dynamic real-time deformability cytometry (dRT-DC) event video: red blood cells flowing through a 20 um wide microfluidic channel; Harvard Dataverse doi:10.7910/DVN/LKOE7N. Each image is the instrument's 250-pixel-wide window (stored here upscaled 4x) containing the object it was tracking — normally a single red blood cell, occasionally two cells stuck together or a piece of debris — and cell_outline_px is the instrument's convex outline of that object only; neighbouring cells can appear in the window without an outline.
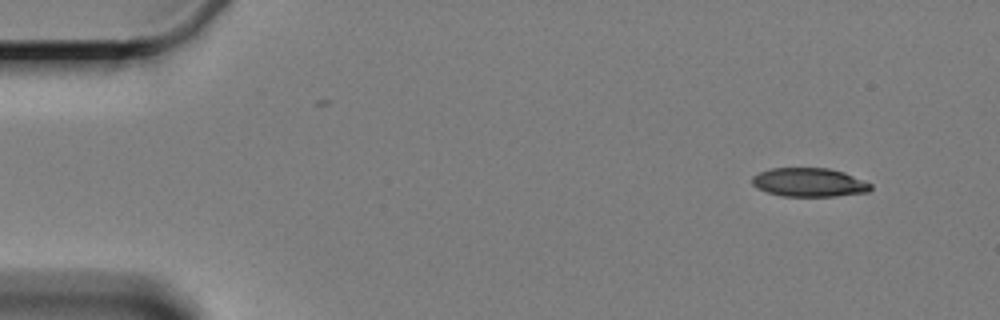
{"species": "Egyptian fruit bat (a non-hibernating species)", "species_latin": "Rousettus aegyptiacus", "temperature_condition": "cold", "stored_images_in_passage": 6, "camera_frame_rate_fps": 3000, "um_per_image_px": 0.085, "animal": {"sex": "female"}, "frame": {"image": 1, "passage_image": 1, "time_ms": 0.0, "image_size_px": [1000, 320], "cell_outline_px": [[872, 188], [868, 192], [836, 196], [784, 196], [768, 192], [752, 184], [752, 176], [760, 172], [772, 168], [828, 168], [844, 172], [872, 184]], "centroid_in_image_um": [68.81, 15.5], "position_along_channel_um": 16.2, "area_um2": 19.71}}
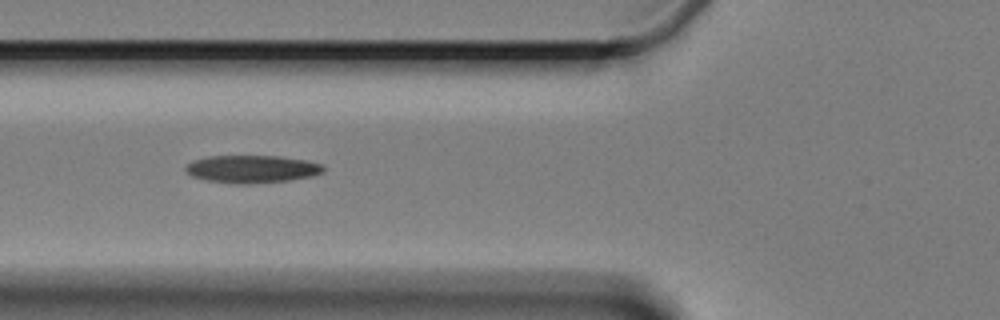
{"frame": {"image": 2, "passage_image": 5, "time_ms": 5.667, "image_size_px": [1000, 320], "cell_outline_px": [[324, 172], [312, 176], [288, 180], [248, 184], [236, 184], [208, 180], [192, 176], [184, 168], [192, 160], [208, 156], [280, 156], [308, 160], [324, 164]], "centroid_in_image_um": [21.45, 14.36], "position_along_channel_um": 104.3, "area_um2": 22.25}}
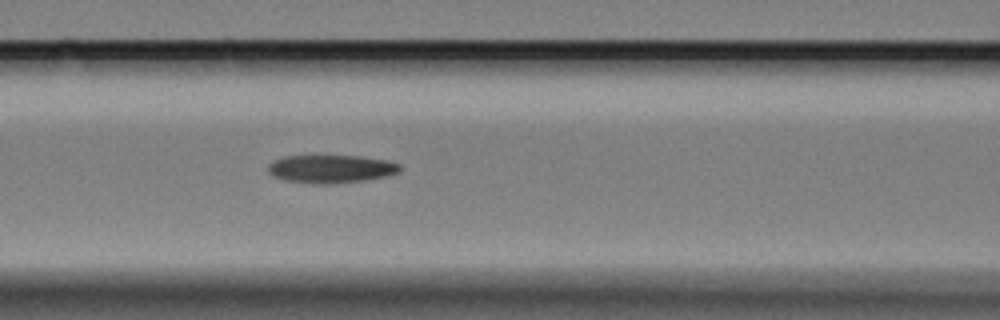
{"frame": {"image": 3, "passage_image": 6, "time_ms": 6.667, "image_size_px": [1000, 320], "cell_outline_px": [[400, 172], [388, 176], [368, 180], [336, 184], [312, 184], [284, 180], [272, 176], [268, 172], [268, 164], [284, 156], [360, 156], [384, 160], [400, 164]], "centroid_in_image_um": [28.14, 14.37], "position_along_channel_um": 138.5, "area_um2": 21.79}}